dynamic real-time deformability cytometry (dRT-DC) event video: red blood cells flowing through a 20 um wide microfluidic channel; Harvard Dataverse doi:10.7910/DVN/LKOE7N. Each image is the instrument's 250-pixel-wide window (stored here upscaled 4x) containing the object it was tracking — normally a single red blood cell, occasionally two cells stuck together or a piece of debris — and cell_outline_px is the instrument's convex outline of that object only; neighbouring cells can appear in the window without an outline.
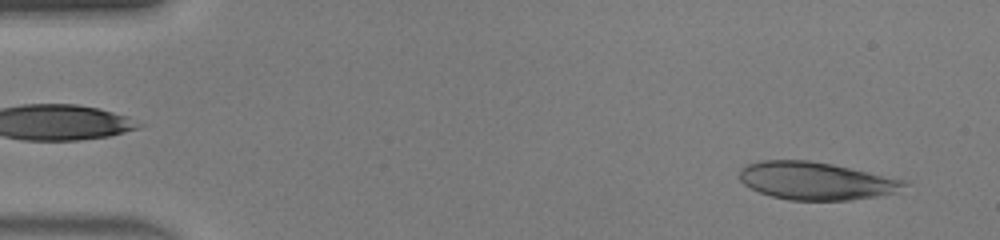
{"species": "human", "species_latin": "Homo sapiens", "temperature_condition": "warm", "stored_images_in_passage": 47, "camera_frame_rate_fps": 3000, "um_per_image_px": 0.085, "donor": {"sex": "male"}, "frame": {"image": 1, "passage_image": 2, "time_ms": 0.333, "image_size_px": [1000, 240], "cell_outline_px": [[908, 184], [896, 192], [880, 196], [852, 200], [788, 200], [772, 196], [760, 192], [744, 184], [740, 180], [740, 168], [748, 164], [760, 160], [808, 160], [832, 164], [908, 180]], "centroid_in_image_um": [69.39, 15.37], "position_along_channel_um": 15.6, "area_um2": 36.3}}
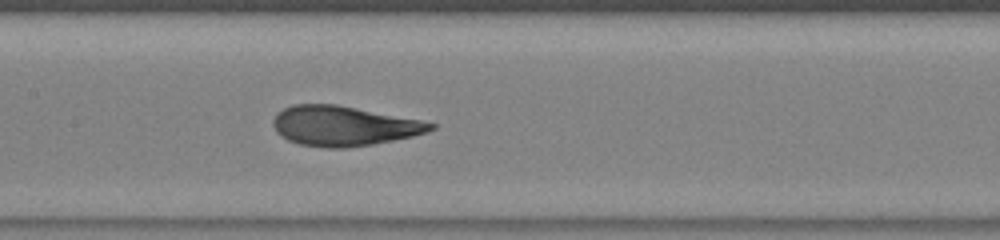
{"frame": {"image": 2, "passage_image": 22, "time_ms": 7.0, "image_size_px": [1000, 240], "cell_outline_px": [[436, 128], [428, 132], [412, 136], [372, 144], [344, 148], [328, 148], [300, 144], [288, 140], [276, 132], [272, 124], [272, 120], [276, 112], [292, 104], [336, 104], [420, 120], [436, 124]], "centroid_in_image_um": [29.17, 10.7], "position_along_channel_um": 178.2, "area_um2": 36.47}}
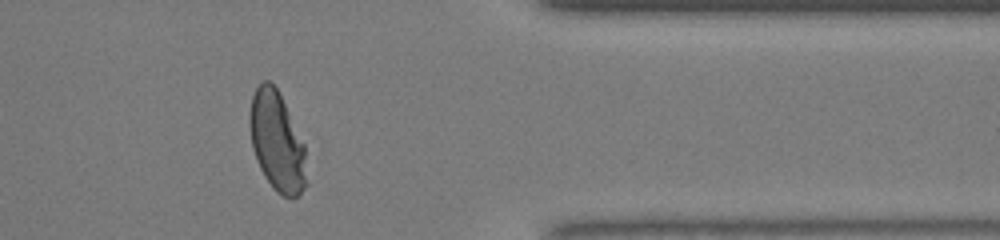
{"frame": {"image": 3, "passage_image": 38, "time_ms": 12.333, "image_size_px": [1000, 240], "cell_outline_px": [[308, 184], [300, 196], [284, 196], [276, 192], [264, 176], [256, 160], [252, 148], [248, 124], [248, 116], [252, 96], [256, 88], [264, 80], [268, 80], [276, 88], [304, 144]], "centroid_in_image_um": [23.53, 12.08], "position_along_channel_um": 387.9, "area_um2": 32.95}, "authors_computed_cell_mechanics": {"area_um2": 36.2406, "velocity_mm_per_s": 4.2437, "shape_relaxation_time_tau1_ms": 5.6925, "shape_relaxation_time_tau2_ms": 0.7517, "deformation_change_tau1": 0.2778, "deformation_change_tau2": 0.0713}}